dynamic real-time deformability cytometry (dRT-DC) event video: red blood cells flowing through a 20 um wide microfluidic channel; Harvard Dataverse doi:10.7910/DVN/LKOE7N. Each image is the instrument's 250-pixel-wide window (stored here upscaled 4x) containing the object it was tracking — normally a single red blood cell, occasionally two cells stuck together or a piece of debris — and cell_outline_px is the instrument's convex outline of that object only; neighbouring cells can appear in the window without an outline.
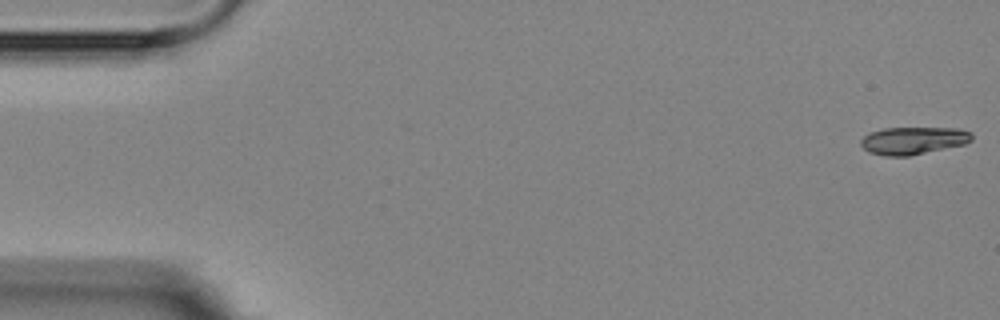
{"species": "Egyptian fruit bat (a non-hibernating species)", "species_latin": "Rousettus aegyptiacus", "temperature_condition": "room temperature", "stored_images_in_passage": 6, "camera_frame_rate_fps": 3000, "um_per_image_px": 0.085, "animal": {"sex": "female"}, "frame": {"image": 1, "passage_image": 1, "time_ms": 0.0, "image_size_px": [1000, 320], "cell_outline_px": [[972, 140], [964, 144], [908, 156], [884, 156], [868, 152], [860, 144], [860, 140], [864, 136], [872, 132], [884, 128], [956, 128], [972, 132]], "centroid_in_image_um": [77.61, 11.95], "position_along_channel_um": 7.4, "area_um2": 17.69}}
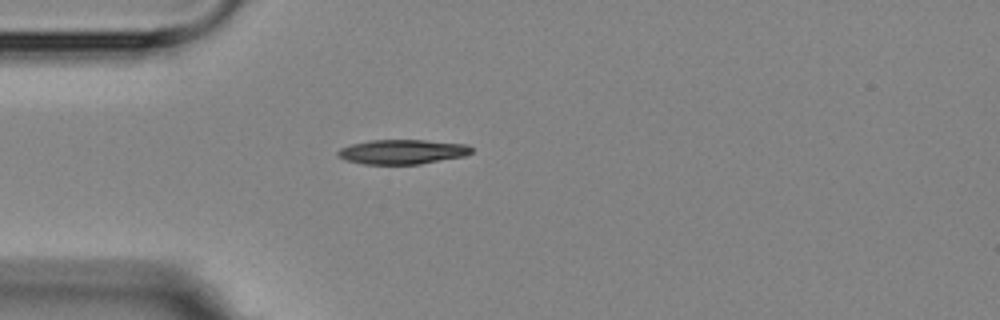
{"frame": {"image": 2, "passage_image": 5, "time_ms": 4.667, "image_size_px": [1000, 320], "cell_outline_px": [[472, 152], [464, 156], [420, 164], [364, 164], [348, 160], [336, 156], [336, 152], [340, 148], [352, 144], [368, 140], [424, 140], [468, 144], [472, 148]], "centroid_in_image_um": [34.19, 12.9], "position_along_channel_um": 50.8, "area_um2": 19.13}}